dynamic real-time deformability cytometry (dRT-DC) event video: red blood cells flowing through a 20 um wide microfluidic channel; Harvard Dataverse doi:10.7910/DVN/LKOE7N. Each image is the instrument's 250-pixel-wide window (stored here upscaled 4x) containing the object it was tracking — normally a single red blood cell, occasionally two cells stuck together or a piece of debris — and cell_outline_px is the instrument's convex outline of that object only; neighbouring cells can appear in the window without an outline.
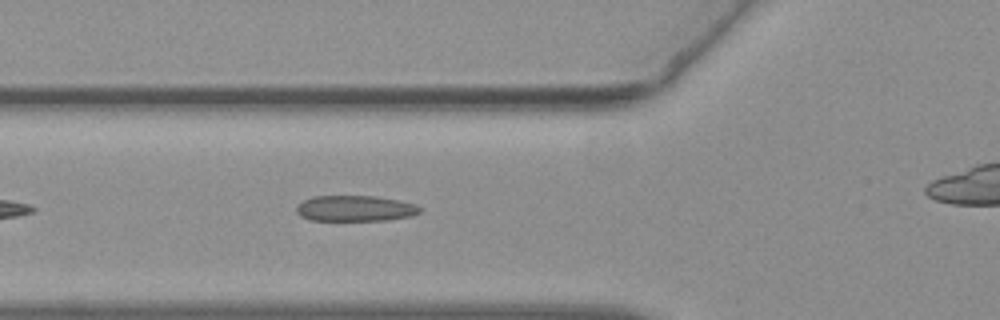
{"species": "common noctule bat (a hibernating species)", "species_latin": "Nyctalus noctula", "temperature_condition": "warm", "stored_images_in_passage": 13, "camera_frame_rate_fps": 3000, "um_per_image_px": 0.085, "animal": {"sex": "female", "body_mass_g": 19.3, "forearm_length_mm": 54.1}, "frame": {"image": 1, "passage_image": 6, "time_ms": 1.667, "image_size_px": [1000, 320], "cell_outline_px": [[420, 212], [412, 216], [388, 220], [308, 220], [300, 216], [296, 212], [296, 204], [312, 196], [376, 196], [416, 204], [420, 208]], "centroid_in_image_um": [30.15, 17.71], "position_along_channel_um": 95.7, "area_um2": 18.61}}
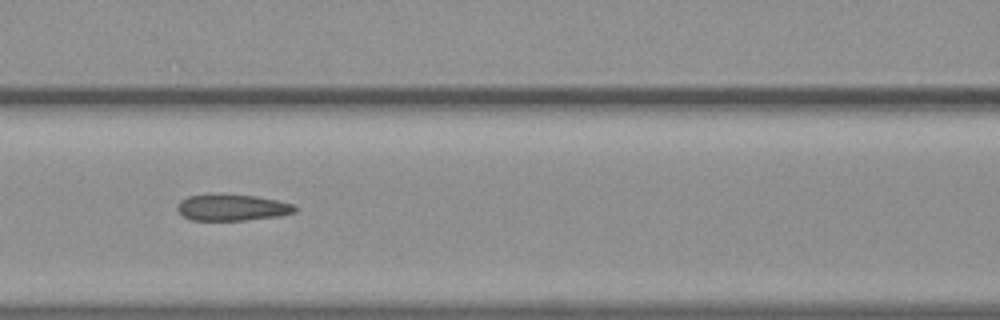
{"frame": {"image": 2, "passage_image": 10, "time_ms": 3.0, "image_size_px": [1000, 320], "cell_outline_px": [[296, 212], [276, 216], [248, 220], [192, 220], [184, 216], [176, 208], [180, 200], [188, 196], [256, 196], [276, 200], [292, 204], [296, 208]], "centroid_in_image_um": [19.74, 17.67], "position_along_channel_um": 146.9, "area_um2": 17.34}}